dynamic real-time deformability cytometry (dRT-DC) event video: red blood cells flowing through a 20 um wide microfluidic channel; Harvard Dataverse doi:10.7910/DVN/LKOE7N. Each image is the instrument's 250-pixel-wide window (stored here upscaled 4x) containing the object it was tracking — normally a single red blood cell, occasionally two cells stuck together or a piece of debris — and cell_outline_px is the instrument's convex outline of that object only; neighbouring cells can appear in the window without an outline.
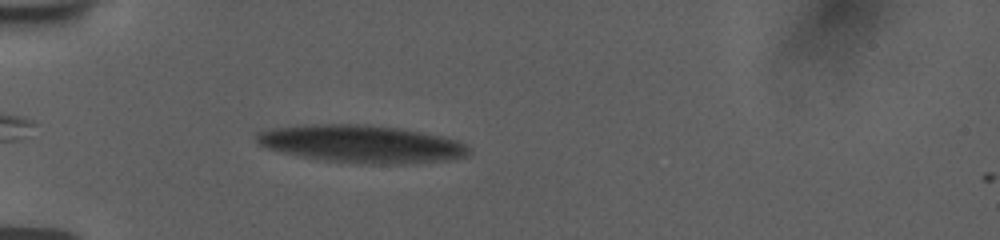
{"species": "human", "species_latin": "Homo sapiens", "temperature_condition": "room temperature", "stored_images_in_passage": 7, "camera_frame_rate_fps": 3000, "um_per_image_px": 0.085, "donor": {"sex": "female"}, "frame": {"image": 1, "passage_image": 1, "time_ms": 0.0, "image_size_px": [1000, 240], "cell_outline_px": [[468, 156], [444, 160], [404, 164], [368, 164], [328, 160], [300, 156], [268, 148], [260, 144], [256, 140], [256, 136], [260, 132], [276, 128], [304, 124], [368, 124], [400, 128], [440, 136], [456, 140], [464, 144], [468, 148]], "centroid_in_image_um": [30.75, 12.22], "position_along_channel_um": 54.3, "area_um2": 45.95}}
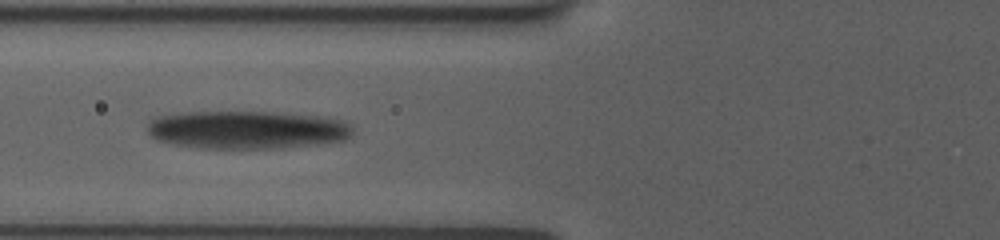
{"frame": {"image": 2, "passage_image": 4, "time_ms": 2.0, "image_size_px": [1000, 240], "cell_outline_px": [[352, 136], [344, 140], [324, 144], [284, 148], [200, 148], [172, 144], [156, 140], [144, 128], [148, 120], [152, 116], [188, 112], [272, 112], [324, 116], [344, 120], [352, 128]], "centroid_in_image_um": [20.98, 11.03], "position_along_channel_um": 104.8, "area_um2": 46.41}}
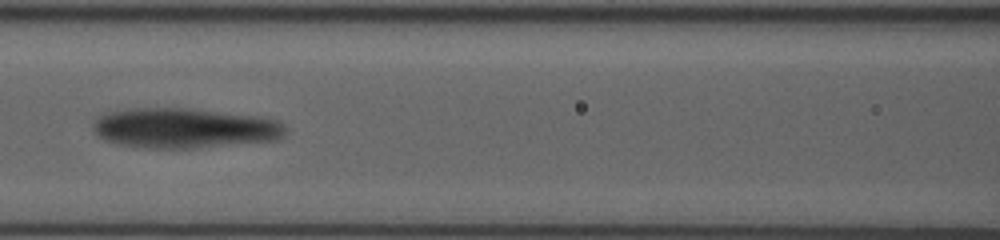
{"frame": {"image": 3, "passage_image": 6, "time_ms": 3.333, "image_size_px": [1000, 240], "cell_outline_px": [[284, 136], [276, 140], [192, 148], [152, 148], [120, 144], [104, 140], [96, 136], [92, 128], [92, 120], [100, 112], [136, 108], [188, 108], [260, 116], [276, 120], [284, 124]], "centroid_in_image_um": [15.59, 10.87], "position_along_channel_um": 151.0, "area_um2": 45.26}}